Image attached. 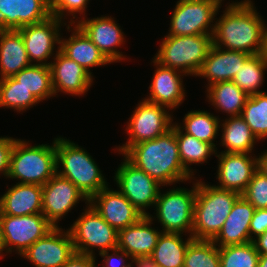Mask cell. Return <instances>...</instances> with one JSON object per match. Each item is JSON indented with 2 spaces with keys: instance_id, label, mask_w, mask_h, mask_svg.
I'll return each instance as SVG.
<instances>
[{
  "instance_id": "6da1fadb",
  "label": "cell",
  "mask_w": 267,
  "mask_h": 267,
  "mask_svg": "<svg viewBox=\"0 0 267 267\" xmlns=\"http://www.w3.org/2000/svg\"><path fill=\"white\" fill-rule=\"evenodd\" d=\"M228 4L221 17L214 23L213 45L250 55L262 53L266 24L252 1Z\"/></svg>"
},
{
  "instance_id": "7a4b0ae2",
  "label": "cell",
  "mask_w": 267,
  "mask_h": 267,
  "mask_svg": "<svg viewBox=\"0 0 267 267\" xmlns=\"http://www.w3.org/2000/svg\"><path fill=\"white\" fill-rule=\"evenodd\" d=\"M123 156L163 187L193 179L181 163L176 123L164 135L132 145Z\"/></svg>"
},
{
  "instance_id": "3957f363",
  "label": "cell",
  "mask_w": 267,
  "mask_h": 267,
  "mask_svg": "<svg viewBox=\"0 0 267 267\" xmlns=\"http://www.w3.org/2000/svg\"><path fill=\"white\" fill-rule=\"evenodd\" d=\"M196 181L192 237L197 240H213L241 195L205 184L201 180Z\"/></svg>"
},
{
  "instance_id": "277c9868",
  "label": "cell",
  "mask_w": 267,
  "mask_h": 267,
  "mask_svg": "<svg viewBox=\"0 0 267 267\" xmlns=\"http://www.w3.org/2000/svg\"><path fill=\"white\" fill-rule=\"evenodd\" d=\"M55 147L57 173L70 180L88 199L108 186L98 164L85 149L63 137L55 138Z\"/></svg>"
},
{
  "instance_id": "5b68a950",
  "label": "cell",
  "mask_w": 267,
  "mask_h": 267,
  "mask_svg": "<svg viewBox=\"0 0 267 267\" xmlns=\"http://www.w3.org/2000/svg\"><path fill=\"white\" fill-rule=\"evenodd\" d=\"M52 143L31 146L25 140L16 139L7 178L20 180L18 183L22 184H46L57 173L55 138Z\"/></svg>"
},
{
  "instance_id": "8992f818",
  "label": "cell",
  "mask_w": 267,
  "mask_h": 267,
  "mask_svg": "<svg viewBox=\"0 0 267 267\" xmlns=\"http://www.w3.org/2000/svg\"><path fill=\"white\" fill-rule=\"evenodd\" d=\"M213 45L212 35L164 36L154 60L161 66L196 76Z\"/></svg>"
},
{
  "instance_id": "52a82bcc",
  "label": "cell",
  "mask_w": 267,
  "mask_h": 267,
  "mask_svg": "<svg viewBox=\"0 0 267 267\" xmlns=\"http://www.w3.org/2000/svg\"><path fill=\"white\" fill-rule=\"evenodd\" d=\"M193 185L191 190L185 187H173L165 193L160 190L154 207L163 233H189L192 236L196 181Z\"/></svg>"
},
{
  "instance_id": "ba28073f",
  "label": "cell",
  "mask_w": 267,
  "mask_h": 267,
  "mask_svg": "<svg viewBox=\"0 0 267 267\" xmlns=\"http://www.w3.org/2000/svg\"><path fill=\"white\" fill-rule=\"evenodd\" d=\"M68 230L72 236L75 252L95 257L94 248H98L99 253L117 248L118 231L90 204H87L84 212Z\"/></svg>"
},
{
  "instance_id": "9c48e42d",
  "label": "cell",
  "mask_w": 267,
  "mask_h": 267,
  "mask_svg": "<svg viewBox=\"0 0 267 267\" xmlns=\"http://www.w3.org/2000/svg\"><path fill=\"white\" fill-rule=\"evenodd\" d=\"M169 110L144 99L140 101L127 122L128 141L116 148L119 154L123 155L132 145L155 139L172 129L173 115H170Z\"/></svg>"
},
{
  "instance_id": "30bf717a",
  "label": "cell",
  "mask_w": 267,
  "mask_h": 267,
  "mask_svg": "<svg viewBox=\"0 0 267 267\" xmlns=\"http://www.w3.org/2000/svg\"><path fill=\"white\" fill-rule=\"evenodd\" d=\"M219 8L221 6L213 0L177 1L167 35H213L215 27L213 21L217 19L215 16Z\"/></svg>"
},
{
  "instance_id": "8fae6325",
  "label": "cell",
  "mask_w": 267,
  "mask_h": 267,
  "mask_svg": "<svg viewBox=\"0 0 267 267\" xmlns=\"http://www.w3.org/2000/svg\"><path fill=\"white\" fill-rule=\"evenodd\" d=\"M0 219L3 254V251L11 254L15 249L21 255L54 228L43 213L24 216L0 214Z\"/></svg>"
},
{
  "instance_id": "7c38bea8",
  "label": "cell",
  "mask_w": 267,
  "mask_h": 267,
  "mask_svg": "<svg viewBox=\"0 0 267 267\" xmlns=\"http://www.w3.org/2000/svg\"><path fill=\"white\" fill-rule=\"evenodd\" d=\"M123 161L115 171L114 181L119 187L118 190L143 216H149L150 213L145 210L150 206L154 207L162 185L132 164L125 156Z\"/></svg>"
},
{
  "instance_id": "4fadbf2b",
  "label": "cell",
  "mask_w": 267,
  "mask_h": 267,
  "mask_svg": "<svg viewBox=\"0 0 267 267\" xmlns=\"http://www.w3.org/2000/svg\"><path fill=\"white\" fill-rule=\"evenodd\" d=\"M75 252L70 231L54 227L20 256L35 267H62Z\"/></svg>"
},
{
  "instance_id": "5bb4252c",
  "label": "cell",
  "mask_w": 267,
  "mask_h": 267,
  "mask_svg": "<svg viewBox=\"0 0 267 267\" xmlns=\"http://www.w3.org/2000/svg\"><path fill=\"white\" fill-rule=\"evenodd\" d=\"M81 199L89 204V199L70 180L56 173L42 186V213L54 227H59V219Z\"/></svg>"
},
{
  "instance_id": "9a60e30c",
  "label": "cell",
  "mask_w": 267,
  "mask_h": 267,
  "mask_svg": "<svg viewBox=\"0 0 267 267\" xmlns=\"http://www.w3.org/2000/svg\"><path fill=\"white\" fill-rule=\"evenodd\" d=\"M63 22L50 16L43 22L26 25L18 29L22 35L31 64L50 66L51 61H47L54 55L55 44L60 45L61 36L59 31Z\"/></svg>"
},
{
  "instance_id": "2e32d148",
  "label": "cell",
  "mask_w": 267,
  "mask_h": 267,
  "mask_svg": "<svg viewBox=\"0 0 267 267\" xmlns=\"http://www.w3.org/2000/svg\"><path fill=\"white\" fill-rule=\"evenodd\" d=\"M76 25L88 36L97 48L111 62L125 60V56L118 47L125 42L124 32L111 16L95 17L92 19H76ZM117 48V49H116Z\"/></svg>"
},
{
  "instance_id": "e0dca14e",
  "label": "cell",
  "mask_w": 267,
  "mask_h": 267,
  "mask_svg": "<svg viewBox=\"0 0 267 267\" xmlns=\"http://www.w3.org/2000/svg\"><path fill=\"white\" fill-rule=\"evenodd\" d=\"M106 186L89 199V204L117 231L136 223L143 215L119 191Z\"/></svg>"
},
{
  "instance_id": "ac0fdd59",
  "label": "cell",
  "mask_w": 267,
  "mask_h": 267,
  "mask_svg": "<svg viewBox=\"0 0 267 267\" xmlns=\"http://www.w3.org/2000/svg\"><path fill=\"white\" fill-rule=\"evenodd\" d=\"M217 179L220 189L231 190L240 195L248 186L254 172L257 170V158L248 153L219 152Z\"/></svg>"
},
{
  "instance_id": "d6986e66",
  "label": "cell",
  "mask_w": 267,
  "mask_h": 267,
  "mask_svg": "<svg viewBox=\"0 0 267 267\" xmlns=\"http://www.w3.org/2000/svg\"><path fill=\"white\" fill-rule=\"evenodd\" d=\"M54 61L50 63L52 87L54 95L58 92L74 96L85 94L92 86L93 75L86 69L68 58L57 47Z\"/></svg>"
},
{
  "instance_id": "ffe728a7",
  "label": "cell",
  "mask_w": 267,
  "mask_h": 267,
  "mask_svg": "<svg viewBox=\"0 0 267 267\" xmlns=\"http://www.w3.org/2000/svg\"><path fill=\"white\" fill-rule=\"evenodd\" d=\"M151 216H142L136 223L118 231L117 248L130 255L135 262L147 261L162 233L151 226Z\"/></svg>"
},
{
  "instance_id": "44dd1931",
  "label": "cell",
  "mask_w": 267,
  "mask_h": 267,
  "mask_svg": "<svg viewBox=\"0 0 267 267\" xmlns=\"http://www.w3.org/2000/svg\"><path fill=\"white\" fill-rule=\"evenodd\" d=\"M50 16L49 0H0V30H18Z\"/></svg>"
},
{
  "instance_id": "7402d4cb",
  "label": "cell",
  "mask_w": 267,
  "mask_h": 267,
  "mask_svg": "<svg viewBox=\"0 0 267 267\" xmlns=\"http://www.w3.org/2000/svg\"><path fill=\"white\" fill-rule=\"evenodd\" d=\"M156 66L152 82L149 86V96L144 100L165 106L170 110L176 109L185 100V88L183 85L184 73L161 66L153 59Z\"/></svg>"
},
{
  "instance_id": "603a6c76",
  "label": "cell",
  "mask_w": 267,
  "mask_h": 267,
  "mask_svg": "<svg viewBox=\"0 0 267 267\" xmlns=\"http://www.w3.org/2000/svg\"><path fill=\"white\" fill-rule=\"evenodd\" d=\"M249 56L248 53L212 45L196 77L207 78V87L217 82L230 81Z\"/></svg>"
},
{
  "instance_id": "cb8c5ba5",
  "label": "cell",
  "mask_w": 267,
  "mask_h": 267,
  "mask_svg": "<svg viewBox=\"0 0 267 267\" xmlns=\"http://www.w3.org/2000/svg\"><path fill=\"white\" fill-rule=\"evenodd\" d=\"M254 212V206L240 196L233 204L221 230L212 241L218 247L252 242L249 227Z\"/></svg>"
},
{
  "instance_id": "d4e9b609",
  "label": "cell",
  "mask_w": 267,
  "mask_h": 267,
  "mask_svg": "<svg viewBox=\"0 0 267 267\" xmlns=\"http://www.w3.org/2000/svg\"><path fill=\"white\" fill-rule=\"evenodd\" d=\"M0 197V214L24 216L42 213V186L16 183Z\"/></svg>"
},
{
  "instance_id": "484cf974",
  "label": "cell",
  "mask_w": 267,
  "mask_h": 267,
  "mask_svg": "<svg viewBox=\"0 0 267 267\" xmlns=\"http://www.w3.org/2000/svg\"><path fill=\"white\" fill-rule=\"evenodd\" d=\"M60 51L68 58L86 69L91 75L92 67L105 66L111 64L106 56L88 38V36L75 24L72 35L68 38L60 39Z\"/></svg>"
},
{
  "instance_id": "4316f807",
  "label": "cell",
  "mask_w": 267,
  "mask_h": 267,
  "mask_svg": "<svg viewBox=\"0 0 267 267\" xmlns=\"http://www.w3.org/2000/svg\"><path fill=\"white\" fill-rule=\"evenodd\" d=\"M31 65L21 33L18 30H0V79L14 77Z\"/></svg>"
},
{
  "instance_id": "83f0119b",
  "label": "cell",
  "mask_w": 267,
  "mask_h": 267,
  "mask_svg": "<svg viewBox=\"0 0 267 267\" xmlns=\"http://www.w3.org/2000/svg\"><path fill=\"white\" fill-rule=\"evenodd\" d=\"M180 233H161L152 255L146 263L152 267H183L185 252L194 239L189 236L185 241Z\"/></svg>"
},
{
  "instance_id": "f1b7e54d",
  "label": "cell",
  "mask_w": 267,
  "mask_h": 267,
  "mask_svg": "<svg viewBox=\"0 0 267 267\" xmlns=\"http://www.w3.org/2000/svg\"><path fill=\"white\" fill-rule=\"evenodd\" d=\"M220 123L221 144L227 153H252L257 137L241 116L228 117Z\"/></svg>"
},
{
  "instance_id": "f546056e",
  "label": "cell",
  "mask_w": 267,
  "mask_h": 267,
  "mask_svg": "<svg viewBox=\"0 0 267 267\" xmlns=\"http://www.w3.org/2000/svg\"><path fill=\"white\" fill-rule=\"evenodd\" d=\"M208 102L229 117L240 116L249 96L232 80L214 83L207 87Z\"/></svg>"
},
{
  "instance_id": "4dcf8cb0",
  "label": "cell",
  "mask_w": 267,
  "mask_h": 267,
  "mask_svg": "<svg viewBox=\"0 0 267 267\" xmlns=\"http://www.w3.org/2000/svg\"><path fill=\"white\" fill-rule=\"evenodd\" d=\"M176 139L181 163L192 177L194 172L189 165L207 163V159L217 153V150L211 144L200 141L194 136L185 133L178 123H176Z\"/></svg>"
},
{
  "instance_id": "1f68e13d",
  "label": "cell",
  "mask_w": 267,
  "mask_h": 267,
  "mask_svg": "<svg viewBox=\"0 0 267 267\" xmlns=\"http://www.w3.org/2000/svg\"><path fill=\"white\" fill-rule=\"evenodd\" d=\"M183 125L179 127L187 134L194 136L196 139L211 144L215 149L214 139L218 136L221 120L208 111L191 110L183 119ZM182 125V126H181Z\"/></svg>"
},
{
  "instance_id": "d6a6232c",
  "label": "cell",
  "mask_w": 267,
  "mask_h": 267,
  "mask_svg": "<svg viewBox=\"0 0 267 267\" xmlns=\"http://www.w3.org/2000/svg\"><path fill=\"white\" fill-rule=\"evenodd\" d=\"M14 78L40 102L55 96L50 66L32 64L19 71Z\"/></svg>"
},
{
  "instance_id": "836d02e7",
  "label": "cell",
  "mask_w": 267,
  "mask_h": 267,
  "mask_svg": "<svg viewBox=\"0 0 267 267\" xmlns=\"http://www.w3.org/2000/svg\"><path fill=\"white\" fill-rule=\"evenodd\" d=\"M265 70L267 71V61L262 53L250 55L236 72L232 81L248 96H252L264 92L259 89L264 82Z\"/></svg>"
},
{
  "instance_id": "e575fe53",
  "label": "cell",
  "mask_w": 267,
  "mask_h": 267,
  "mask_svg": "<svg viewBox=\"0 0 267 267\" xmlns=\"http://www.w3.org/2000/svg\"><path fill=\"white\" fill-rule=\"evenodd\" d=\"M39 102L14 77L0 79V107L11 108L20 113Z\"/></svg>"
},
{
  "instance_id": "d590c367",
  "label": "cell",
  "mask_w": 267,
  "mask_h": 267,
  "mask_svg": "<svg viewBox=\"0 0 267 267\" xmlns=\"http://www.w3.org/2000/svg\"><path fill=\"white\" fill-rule=\"evenodd\" d=\"M257 139L267 138V94L249 96L240 115Z\"/></svg>"
},
{
  "instance_id": "8d00e7d4",
  "label": "cell",
  "mask_w": 267,
  "mask_h": 267,
  "mask_svg": "<svg viewBox=\"0 0 267 267\" xmlns=\"http://www.w3.org/2000/svg\"><path fill=\"white\" fill-rule=\"evenodd\" d=\"M183 267H220L219 247L212 240L193 239L186 249Z\"/></svg>"
},
{
  "instance_id": "74e56055",
  "label": "cell",
  "mask_w": 267,
  "mask_h": 267,
  "mask_svg": "<svg viewBox=\"0 0 267 267\" xmlns=\"http://www.w3.org/2000/svg\"><path fill=\"white\" fill-rule=\"evenodd\" d=\"M220 267H257L259 253L253 242L219 247Z\"/></svg>"
},
{
  "instance_id": "f35d334b",
  "label": "cell",
  "mask_w": 267,
  "mask_h": 267,
  "mask_svg": "<svg viewBox=\"0 0 267 267\" xmlns=\"http://www.w3.org/2000/svg\"><path fill=\"white\" fill-rule=\"evenodd\" d=\"M241 196L255 209H267V176L256 170Z\"/></svg>"
},
{
  "instance_id": "ab89813d",
  "label": "cell",
  "mask_w": 267,
  "mask_h": 267,
  "mask_svg": "<svg viewBox=\"0 0 267 267\" xmlns=\"http://www.w3.org/2000/svg\"><path fill=\"white\" fill-rule=\"evenodd\" d=\"M89 1L90 0H49L51 16L63 21L65 19L63 17H65V15L67 16V13L73 15V18L70 20L69 24H67V30L71 31L70 27L75 24V21H73V19L76 18L75 14L79 13L82 15L86 11Z\"/></svg>"
},
{
  "instance_id": "60d3db41",
  "label": "cell",
  "mask_w": 267,
  "mask_h": 267,
  "mask_svg": "<svg viewBox=\"0 0 267 267\" xmlns=\"http://www.w3.org/2000/svg\"><path fill=\"white\" fill-rule=\"evenodd\" d=\"M111 252L113 253L109 254L108 250L99 253V255L103 257L102 262L104 263V265H102V267H117V265L118 267H131L133 265L132 263H136L130 255L119 248L112 249ZM128 259L131 260V263L128 262L125 264Z\"/></svg>"
},
{
  "instance_id": "b9f144b4",
  "label": "cell",
  "mask_w": 267,
  "mask_h": 267,
  "mask_svg": "<svg viewBox=\"0 0 267 267\" xmlns=\"http://www.w3.org/2000/svg\"><path fill=\"white\" fill-rule=\"evenodd\" d=\"M16 138L0 137V174L6 178L10 170V155Z\"/></svg>"
},
{
  "instance_id": "7bdbcfd3",
  "label": "cell",
  "mask_w": 267,
  "mask_h": 267,
  "mask_svg": "<svg viewBox=\"0 0 267 267\" xmlns=\"http://www.w3.org/2000/svg\"><path fill=\"white\" fill-rule=\"evenodd\" d=\"M266 231H267V209H255L249 227L250 238L253 240L258 235H261Z\"/></svg>"
},
{
  "instance_id": "ee69618b",
  "label": "cell",
  "mask_w": 267,
  "mask_h": 267,
  "mask_svg": "<svg viewBox=\"0 0 267 267\" xmlns=\"http://www.w3.org/2000/svg\"><path fill=\"white\" fill-rule=\"evenodd\" d=\"M96 257L74 252L62 267H96Z\"/></svg>"
},
{
  "instance_id": "f6af8a7d",
  "label": "cell",
  "mask_w": 267,
  "mask_h": 267,
  "mask_svg": "<svg viewBox=\"0 0 267 267\" xmlns=\"http://www.w3.org/2000/svg\"><path fill=\"white\" fill-rule=\"evenodd\" d=\"M253 244L259 255L267 254V231L253 239Z\"/></svg>"
},
{
  "instance_id": "bcb514c9",
  "label": "cell",
  "mask_w": 267,
  "mask_h": 267,
  "mask_svg": "<svg viewBox=\"0 0 267 267\" xmlns=\"http://www.w3.org/2000/svg\"><path fill=\"white\" fill-rule=\"evenodd\" d=\"M261 152L259 157L257 156V170L267 176V150Z\"/></svg>"
},
{
  "instance_id": "7dc6e473",
  "label": "cell",
  "mask_w": 267,
  "mask_h": 267,
  "mask_svg": "<svg viewBox=\"0 0 267 267\" xmlns=\"http://www.w3.org/2000/svg\"><path fill=\"white\" fill-rule=\"evenodd\" d=\"M263 58L267 61V26H264V38H263Z\"/></svg>"
},
{
  "instance_id": "c3c4849f",
  "label": "cell",
  "mask_w": 267,
  "mask_h": 267,
  "mask_svg": "<svg viewBox=\"0 0 267 267\" xmlns=\"http://www.w3.org/2000/svg\"><path fill=\"white\" fill-rule=\"evenodd\" d=\"M257 267H267V254H263L259 256Z\"/></svg>"
},
{
  "instance_id": "681fc988",
  "label": "cell",
  "mask_w": 267,
  "mask_h": 267,
  "mask_svg": "<svg viewBox=\"0 0 267 267\" xmlns=\"http://www.w3.org/2000/svg\"><path fill=\"white\" fill-rule=\"evenodd\" d=\"M2 244H3V240H2V231H1V219H0V259H2L3 257V253H2Z\"/></svg>"
},
{
  "instance_id": "f907efd6",
  "label": "cell",
  "mask_w": 267,
  "mask_h": 267,
  "mask_svg": "<svg viewBox=\"0 0 267 267\" xmlns=\"http://www.w3.org/2000/svg\"><path fill=\"white\" fill-rule=\"evenodd\" d=\"M134 265H132L131 267H133ZM136 267H145V262H136L135 263Z\"/></svg>"
},
{
  "instance_id": "816d5d0a",
  "label": "cell",
  "mask_w": 267,
  "mask_h": 267,
  "mask_svg": "<svg viewBox=\"0 0 267 267\" xmlns=\"http://www.w3.org/2000/svg\"><path fill=\"white\" fill-rule=\"evenodd\" d=\"M213 1L217 2L220 6H222L221 4H222V1L224 0H213Z\"/></svg>"
},
{
  "instance_id": "f5cc1de1",
  "label": "cell",
  "mask_w": 267,
  "mask_h": 267,
  "mask_svg": "<svg viewBox=\"0 0 267 267\" xmlns=\"http://www.w3.org/2000/svg\"><path fill=\"white\" fill-rule=\"evenodd\" d=\"M145 267H152V266H150L149 264H147V263L145 262Z\"/></svg>"
}]
</instances>
